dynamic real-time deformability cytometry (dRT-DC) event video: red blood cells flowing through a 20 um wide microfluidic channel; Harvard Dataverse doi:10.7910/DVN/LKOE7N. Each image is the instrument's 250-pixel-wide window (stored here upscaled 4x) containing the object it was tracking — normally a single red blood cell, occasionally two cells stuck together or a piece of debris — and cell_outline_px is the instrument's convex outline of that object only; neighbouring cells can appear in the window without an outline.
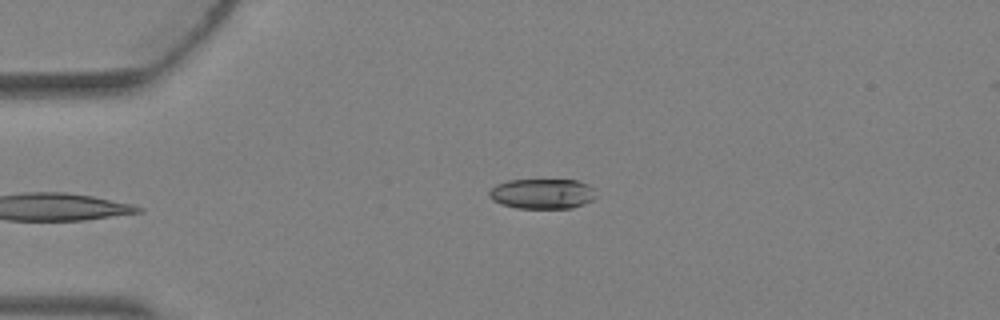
{"species": "Egyptian fruit bat (a non-hibernating species)", "species_latin": "Rousettus aegyptiacus", "temperature_condition": "warm", "stored_images_in_passage": 5, "camera_frame_rate_fps": 3000, "um_per_image_px": 0.085, "animal": {"sex": "female"}, "frame": {"image": 1, "passage_image": 5, "time_ms": 1.333, "image_size_px": [1000, 320], "cell_outline_px": [[596, 196], [592, 200], [584, 204], [572, 208], [516, 208], [500, 204], [492, 200], [488, 196], [488, 192], [496, 184], [508, 180], [576, 180], [588, 184], [592, 188]], "centroid_in_image_um": [46.06, 16.47], "position_along_channel_um": 38.9, "area_um2": 18.84}}